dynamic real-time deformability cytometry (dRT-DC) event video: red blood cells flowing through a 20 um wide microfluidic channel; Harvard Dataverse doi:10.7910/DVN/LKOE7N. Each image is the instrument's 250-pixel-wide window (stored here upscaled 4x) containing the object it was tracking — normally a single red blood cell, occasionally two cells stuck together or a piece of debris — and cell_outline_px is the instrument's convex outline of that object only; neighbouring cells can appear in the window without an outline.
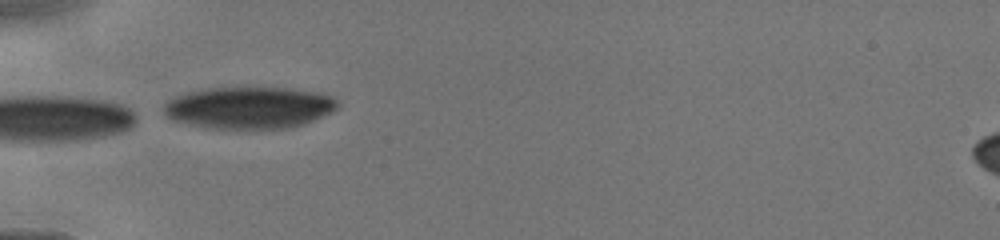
{"species": "human", "species_latin": "Homo sapiens", "temperature_condition": "cold", "stored_images_in_passage": 16, "camera_frame_rate_fps": 3000, "um_per_image_px": 0.085, "donor": {"sex": "male"}, "frame": {"image": 1, "passage_image": 11, "time_ms": 4.333, "image_size_px": [1000, 240], "cell_outline_px": [[340, 108], [324, 116], [304, 124], [292, 128], [204, 128], [172, 120], [164, 112], [164, 104], [168, 100], [176, 96], [188, 92], [208, 88], [288, 88], [320, 92], [332, 96], [340, 104]], "centroid_in_image_um": [21.22, 9.15], "position_along_channel_um": 63.8, "area_um2": 42.6}}